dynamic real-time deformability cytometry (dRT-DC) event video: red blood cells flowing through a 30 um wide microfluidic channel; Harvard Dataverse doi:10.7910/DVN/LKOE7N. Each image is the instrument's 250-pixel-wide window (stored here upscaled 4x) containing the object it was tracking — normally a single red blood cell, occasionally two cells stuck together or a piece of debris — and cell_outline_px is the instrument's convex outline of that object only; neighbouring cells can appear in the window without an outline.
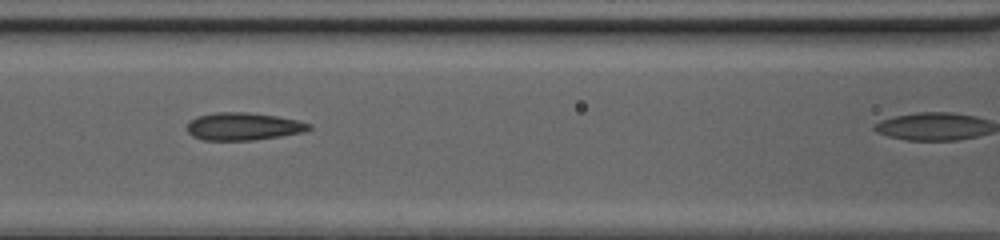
{"species": "common noctule bat (a hibernating species)", "species_latin": "Nyctalus noctula", "temperature_condition": "cold", "stored_images_in_passage": 24, "camera_frame_rate_fps": 3000, "um_per_image_px": 0.085, "animal": {"sex": "female", "body_mass_g": 20.0, "forearm_length_mm": 54.0}, "frame": {"image": 1, "passage_image": 21, "time_ms": 6.667, "image_size_px": [1000, 240], "cell_outline_px": [[312, 128], [304, 132], [280, 136], [252, 140], [204, 140], [192, 136], [188, 132], [188, 124], [196, 116], [212, 112], [248, 112], [276, 116], [296, 120], [312, 124]], "centroid_in_image_um": [20.68, 10.74], "position_along_channel_um": 145.9, "area_um2": 19.59}}